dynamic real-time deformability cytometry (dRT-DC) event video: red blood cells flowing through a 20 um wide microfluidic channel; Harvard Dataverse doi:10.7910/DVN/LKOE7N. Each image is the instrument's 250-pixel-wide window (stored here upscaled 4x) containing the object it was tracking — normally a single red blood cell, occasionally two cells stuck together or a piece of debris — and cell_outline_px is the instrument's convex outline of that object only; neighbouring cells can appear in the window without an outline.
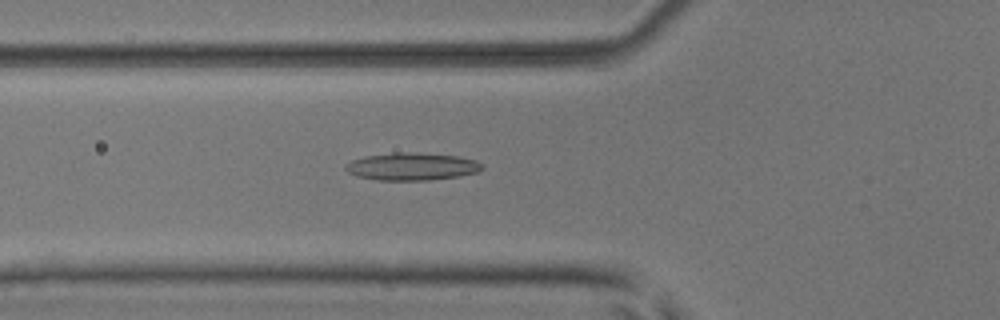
{"species": "common noctule bat (a hibernating species)", "species_latin": "Nyctalus noctula", "temperature_condition": "room temperature", "stored_images_in_passage": 45, "camera_frame_rate_fps": 3000, "um_per_image_px": 0.085, "animal": {"sex": "male", "body_mass_g": 17.9, "forearm_length_mm": 54.2}, "frame": {"image": 1, "passage_image": 12, "time_ms": 3.667, "image_size_px": [1000, 320], "cell_outline_px": [[484, 168], [476, 172], [460, 176], [428, 180], [376, 180], [356, 176], [348, 172], [344, 168], [344, 164], [352, 160], [364, 156], [392, 152], [408, 152], [460, 156], [476, 160], [484, 164]], "centroid_in_image_um": [35.0, 14.15], "position_along_channel_um": 90.8, "area_um2": 22.14}}
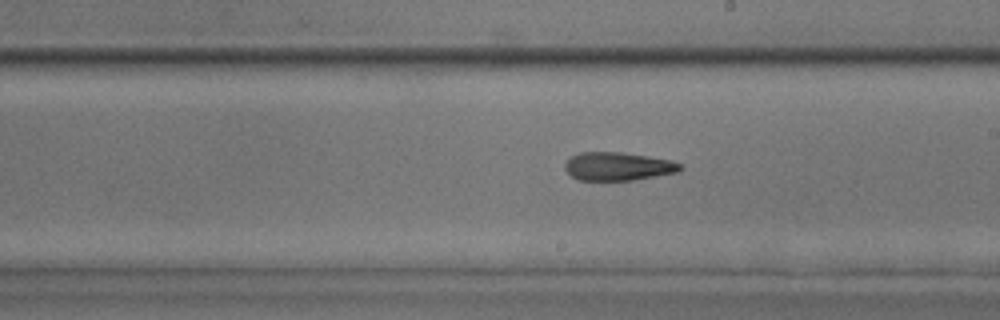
{"frame": {"image": 2, "passage_image": 23, "time_ms": 7.333, "image_size_px": [1000, 320], "cell_outline_px": [[684, 168], [680, 172], [632, 180], [580, 180], [572, 176], [564, 168], [564, 164], [572, 156], [580, 152], [620, 152], [668, 160], [680, 164]], "centroid_in_image_um": [52.52, 14.15], "position_along_channel_um": 236.5, "area_um2": 18.79}}
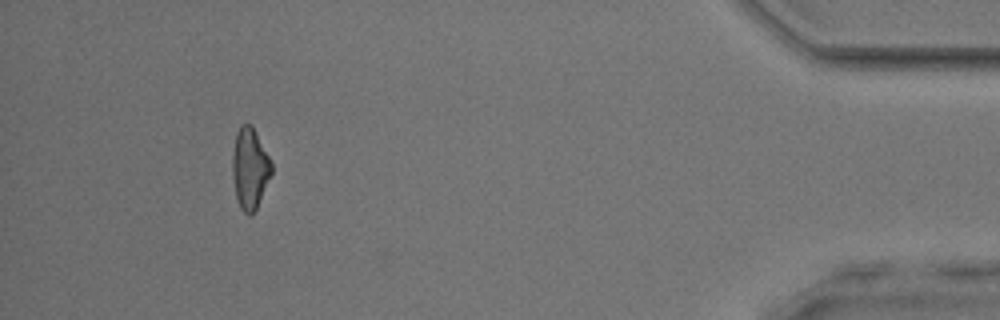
{"frame": {"image": 3, "passage_image": 41, "time_ms": 13.333, "image_size_px": [1000, 320], "cell_outline_px": [[272, 172], [256, 208], [252, 216], [248, 216], [240, 208], [236, 196], [232, 176], [232, 156], [236, 132], [240, 124], [252, 124], [272, 164]], "centroid_in_image_um": [21.21, 14.31], "position_along_channel_um": 414.0, "area_um2": 18.38}, "authors_computed_cell_mechanics": {"area_um2": 19.4208, "velocity_mm_per_s": 3.9867, "shape_relaxation_time_tau1_ms": null, "shape_relaxation_time_tau2_ms": 6.2357, "deformation_change_tau1": null, "deformation_change_tau2": 0.1989}}